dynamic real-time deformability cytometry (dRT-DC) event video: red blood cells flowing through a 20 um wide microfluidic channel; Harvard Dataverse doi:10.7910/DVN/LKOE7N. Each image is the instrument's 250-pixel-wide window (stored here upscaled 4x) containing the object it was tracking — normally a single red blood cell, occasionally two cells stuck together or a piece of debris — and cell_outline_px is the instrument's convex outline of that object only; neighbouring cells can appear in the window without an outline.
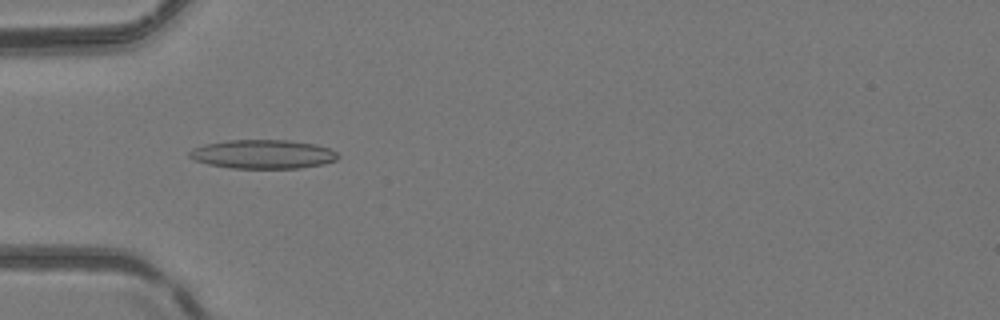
{"species": "common noctule bat (a hibernating species)", "species_latin": "Nyctalus noctula", "temperature_condition": "room temperature", "stored_images_in_passage": 24, "camera_frame_rate_fps": 3000, "um_per_image_px": 0.085, "animal": {"sex": "female", "body_mass_g": 24.6, "forearm_length_mm": 56.2}, "frame": {"image": 1, "passage_image": 15, "time_ms": 4.667, "image_size_px": [1000, 320], "cell_outline_px": [[340, 156], [336, 160], [324, 164], [300, 168], [232, 168], [208, 164], [196, 160], [188, 156], [188, 152], [192, 148], [204, 144], [228, 140], [288, 140], [316, 144], [328, 148], [336, 152]], "centroid_in_image_um": [22.35, 13.1], "position_along_channel_um": 62.6, "area_um2": 25.09}}
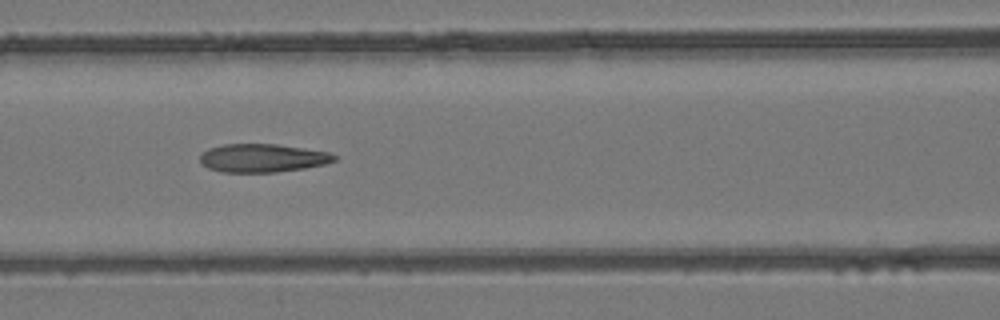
{"frame": {"image": 2, "passage_image": 21, "time_ms": 6.667, "image_size_px": [1000, 320], "cell_outline_px": [[340, 156], [336, 160], [324, 164], [304, 168], [276, 172], [220, 172], [208, 168], [200, 164], [200, 156], [208, 148], [224, 144], [276, 144], [328, 152]], "centroid_in_image_um": [22.3, 13.43], "position_along_channel_um": 144.3, "area_um2": 22.2}}
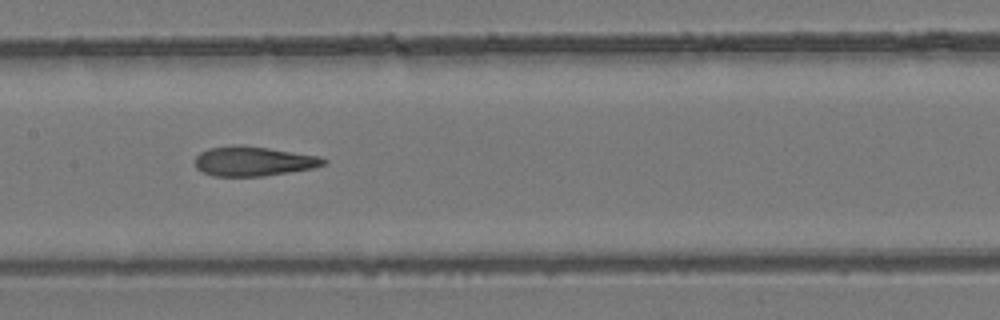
{"frame": {"image": 3, "passage_image": 24, "time_ms": 7.667, "image_size_px": [1000, 320], "cell_outline_px": [[328, 164], [312, 168], [264, 176], [212, 176], [196, 168], [196, 156], [200, 152], [208, 148], [232, 144], [268, 148], [320, 156], [328, 160]], "centroid_in_image_um": [21.55, 13.7], "position_along_channel_um": 185.9, "area_um2": 22.2}}